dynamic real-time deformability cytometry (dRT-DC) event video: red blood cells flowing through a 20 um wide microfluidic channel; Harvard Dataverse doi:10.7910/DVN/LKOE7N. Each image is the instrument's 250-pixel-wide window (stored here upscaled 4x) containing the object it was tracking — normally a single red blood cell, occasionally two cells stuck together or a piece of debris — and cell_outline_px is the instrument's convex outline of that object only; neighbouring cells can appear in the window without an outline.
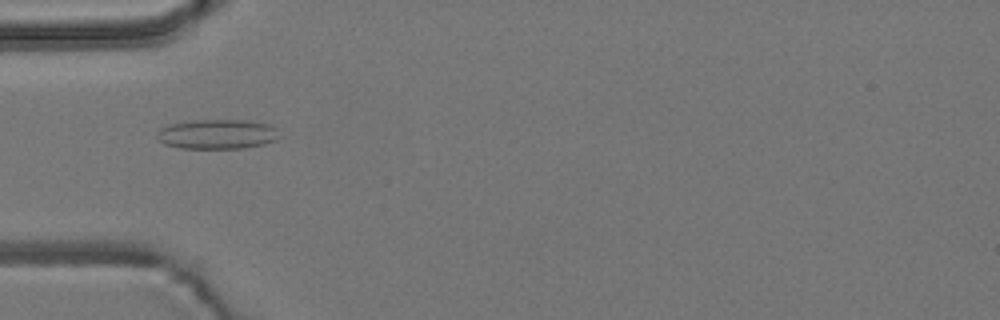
{"species": "common noctule bat (a hibernating species)", "species_latin": "Nyctalus noctula", "temperature_condition": "room temperature", "stored_images_in_passage": 6, "camera_frame_rate_fps": 3000, "um_per_image_px": 0.085, "animal": {"sex": "male", "body_mass_g": 19.2, "forearm_length_mm": 51.8}, "frame": {"image": 1, "passage_image": 4, "time_ms": 4.333, "image_size_px": [1000, 320], "cell_outline_px": [[280, 136], [276, 140], [264, 144], [244, 148], [180, 148], [164, 144], [156, 136], [156, 132], [160, 128], [168, 124], [192, 120], [248, 120], [272, 124], [276, 128]], "centroid_in_image_um": [18.48, 11.39], "position_along_channel_um": 66.5, "area_um2": 21.44}}
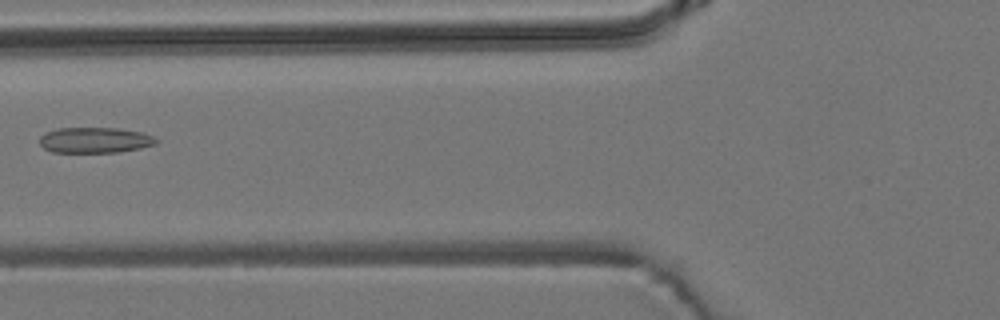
{"frame": {"image": 2, "passage_image": 5, "time_ms": 5.667, "image_size_px": [1000, 320], "cell_outline_px": [[160, 140], [156, 144], [140, 148], [116, 152], [52, 152], [44, 148], [40, 144], [40, 136], [56, 128], [116, 128], [140, 132], [152, 136]], "centroid_in_image_um": [8.07, 11.91], "position_along_channel_um": 117.7, "area_um2": 17.28}}
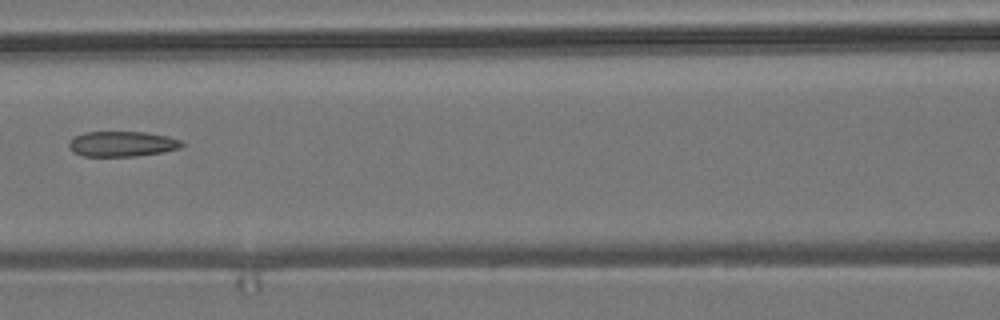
{"frame": {"image": 3, "passage_image": 6, "time_ms": 6.667, "image_size_px": [1000, 320], "cell_outline_px": [[184, 144], [180, 148], [160, 152], [136, 156], [80, 156], [72, 152], [68, 144], [76, 136], [84, 132], [144, 132], [168, 136], [180, 140]], "centroid_in_image_um": [10.36, 12.23], "position_along_channel_um": 156.2, "area_um2": 16.53}}